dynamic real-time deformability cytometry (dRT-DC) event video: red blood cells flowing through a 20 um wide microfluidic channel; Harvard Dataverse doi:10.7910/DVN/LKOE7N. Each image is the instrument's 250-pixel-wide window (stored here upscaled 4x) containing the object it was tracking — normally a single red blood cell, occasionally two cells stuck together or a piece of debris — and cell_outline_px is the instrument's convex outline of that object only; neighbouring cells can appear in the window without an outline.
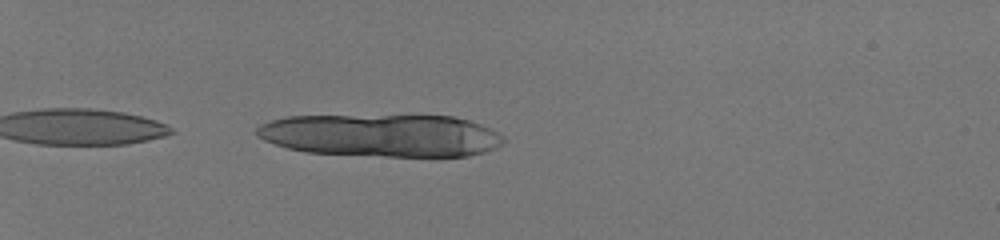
{"species": "human", "species_latin": "Homo sapiens", "temperature_condition": "room temperature", "stored_images_in_passage": 8, "camera_frame_rate_fps": 3000, "um_per_image_px": 0.085, "donor": {"sex": "male"}, "frame": {"image": 1, "passage_image": 2, "time_ms": 0.333, "image_size_px": [1000, 240], "cell_outline_px": [[508, 140], [504, 144], [496, 148], [484, 152], [468, 156], [440, 160], [436, 160], [304, 152], [288, 148], [264, 140], [256, 136], [256, 128], [260, 124], [268, 120], [288, 116], [452, 116], [468, 120], [480, 124], [504, 136]], "centroid_in_image_um": [32.5, 11.56], "position_along_channel_um": 52.5, "area_um2": 63.06}}